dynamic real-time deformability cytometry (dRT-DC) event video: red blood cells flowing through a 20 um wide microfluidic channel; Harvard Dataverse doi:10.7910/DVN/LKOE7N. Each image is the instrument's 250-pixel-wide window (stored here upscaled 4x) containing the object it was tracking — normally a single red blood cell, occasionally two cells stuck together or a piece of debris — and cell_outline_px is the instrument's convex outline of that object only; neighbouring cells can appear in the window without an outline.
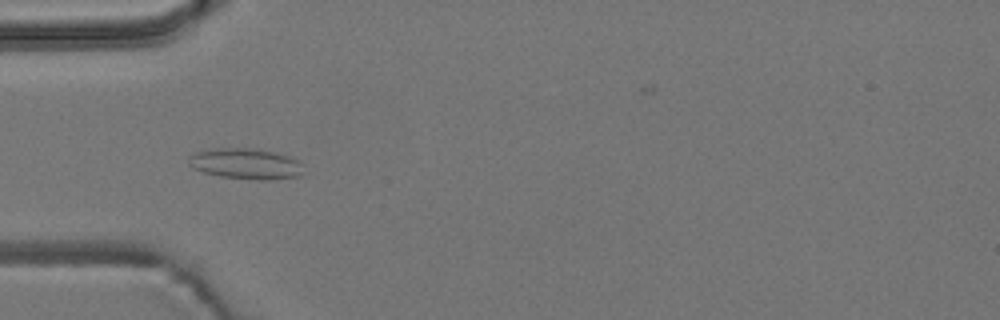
{"species": "common noctule bat (a hibernating species)", "species_latin": "Nyctalus noctula", "temperature_condition": "room temperature", "stored_images_in_passage": 5, "camera_frame_rate_fps": 3000, "um_per_image_px": 0.085, "animal": {"sex": "male", "body_mass_g": 19.2, "forearm_length_mm": 51.8}, "frame": {"image": 1, "passage_image": 5, "time_ms": 1.333, "image_size_px": [1000, 320], "cell_outline_px": [[304, 172], [300, 176], [268, 180], [260, 180], [220, 176], [204, 172], [192, 168], [188, 164], [188, 156], [196, 152], [216, 148], [256, 148], [276, 152], [300, 160]], "centroid_in_image_um": [20.91, 13.91], "position_along_channel_um": 64.1, "area_um2": 20.81}}